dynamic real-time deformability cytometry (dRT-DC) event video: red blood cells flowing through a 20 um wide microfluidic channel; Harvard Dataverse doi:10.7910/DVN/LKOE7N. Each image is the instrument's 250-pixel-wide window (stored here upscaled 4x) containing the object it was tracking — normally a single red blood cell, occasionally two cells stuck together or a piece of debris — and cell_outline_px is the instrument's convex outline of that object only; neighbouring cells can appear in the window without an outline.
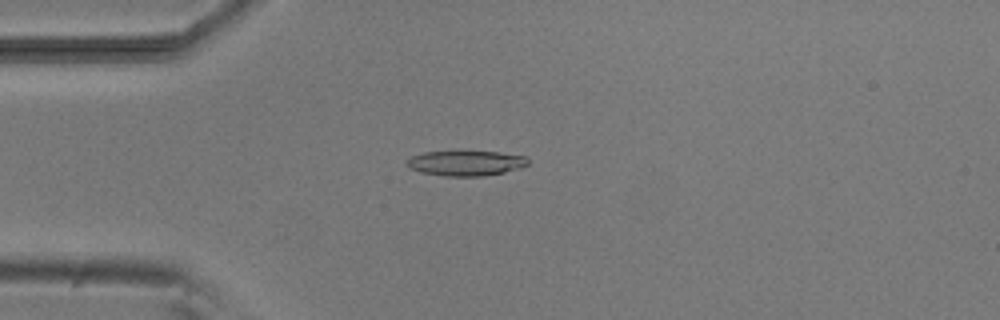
{"species": "common noctule bat (a hibernating species)", "species_latin": "Nyctalus noctula", "temperature_condition": "room temperature", "stored_images_in_passage": 4, "camera_frame_rate_fps": 3000, "um_per_image_px": 0.085, "animal": {"sex": "male", "body_mass_g": 20.5, "forearm_length_mm": 52.5}, "frame": {"image": 1, "passage_image": 4, "time_ms": 3.333, "image_size_px": [1000, 320], "cell_outline_px": [[528, 164], [504, 172], [480, 176], [444, 176], [420, 172], [404, 164], [412, 156], [424, 152], [500, 152], [524, 156], [528, 160]], "centroid_in_image_um": [39.56, 13.87], "position_along_channel_um": 45.4, "area_um2": 17.34}}